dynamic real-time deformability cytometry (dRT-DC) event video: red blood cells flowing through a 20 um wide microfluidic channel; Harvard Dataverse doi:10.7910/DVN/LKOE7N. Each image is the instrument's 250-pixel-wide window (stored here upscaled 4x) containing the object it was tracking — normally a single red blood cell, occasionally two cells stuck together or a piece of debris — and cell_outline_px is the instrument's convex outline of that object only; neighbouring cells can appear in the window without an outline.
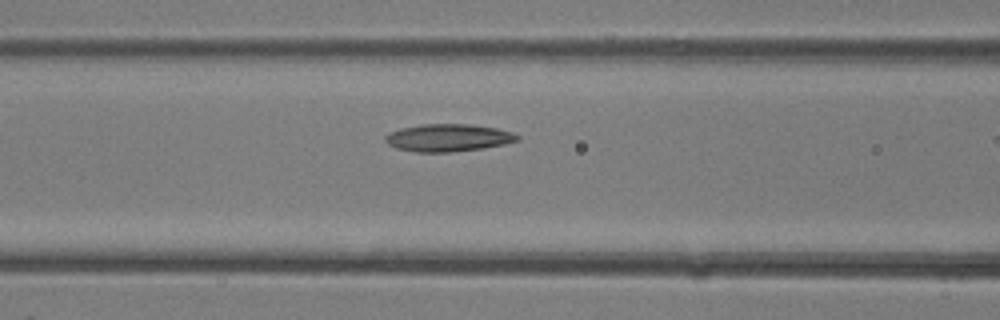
{"species": "common noctule bat (a hibernating species)", "species_latin": "Nyctalus noctula", "temperature_condition": "room temperature", "stored_images_in_passage": 9, "camera_frame_rate_fps": 3000, "um_per_image_px": 0.085, "animal": {"sex": "female"}, "frame": {"image": 1, "passage_image": 8, "time_ms": 2.333, "image_size_px": [1000, 320], "cell_outline_px": [[520, 140], [504, 144], [484, 148], [452, 152], [416, 152], [396, 148], [388, 144], [384, 140], [384, 136], [388, 132], [400, 128], [420, 124], [468, 124], [496, 128], [512, 132], [520, 136]], "centroid_in_image_um": [38.07, 11.71], "position_along_channel_um": 128.5, "area_um2": 21.33}}